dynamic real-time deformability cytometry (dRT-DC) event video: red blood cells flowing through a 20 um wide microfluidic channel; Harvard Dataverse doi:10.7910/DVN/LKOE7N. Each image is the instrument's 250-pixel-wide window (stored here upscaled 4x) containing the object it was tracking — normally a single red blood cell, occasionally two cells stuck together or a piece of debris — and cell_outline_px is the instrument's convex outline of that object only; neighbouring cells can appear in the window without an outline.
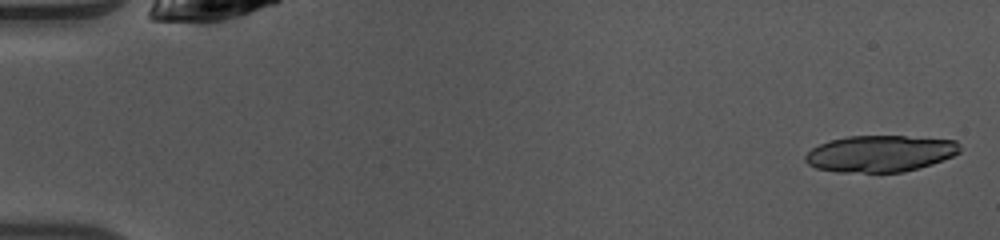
{"species": "common noctule bat (a hibernating species)", "species_latin": "Nyctalus noctula", "temperature_condition": "warm", "stored_images_in_passage": 21, "camera_frame_rate_fps": 3000, "um_per_image_px": 0.085, "animal": {"sex": "female", "body_mass_g": 10.0, "forearm_length_mm": 53.1}, "frame": {"image": 1, "passage_image": 1, "time_ms": 0.0, "image_size_px": [1000, 240], "cell_outline_px": [[960, 152], [952, 156], [932, 164], [904, 172], [836, 172], [816, 168], [808, 164], [804, 160], [804, 156], [812, 148], [828, 140], [848, 136], [904, 136], [956, 140], [960, 144]], "centroid_in_image_um": [74.8, 13.05], "position_along_channel_um": 10.2, "area_um2": 33.0}}
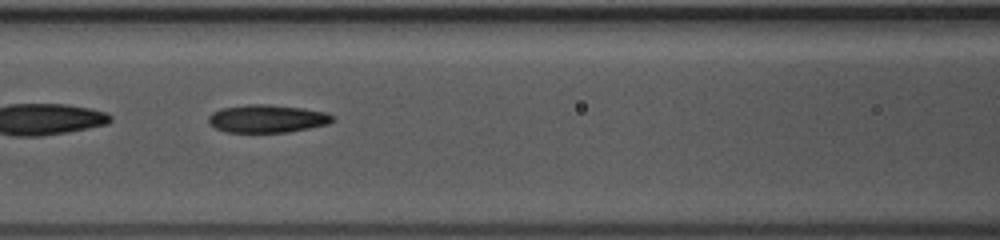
{"frame": {"image": 2, "passage_image": 21, "time_ms": 6.667, "image_size_px": [1000, 240], "cell_outline_px": [[336, 120], [328, 124], [288, 132], [224, 132], [208, 124], [208, 116], [212, 112], [220, 108], [248, 104], [268, 104], [300, 108], [324, 112], [336, 116]], "centroid_in_image_um": [22.68, 10.08], "position_along_channel_um": 143.9, "area_um2": 20.29}}